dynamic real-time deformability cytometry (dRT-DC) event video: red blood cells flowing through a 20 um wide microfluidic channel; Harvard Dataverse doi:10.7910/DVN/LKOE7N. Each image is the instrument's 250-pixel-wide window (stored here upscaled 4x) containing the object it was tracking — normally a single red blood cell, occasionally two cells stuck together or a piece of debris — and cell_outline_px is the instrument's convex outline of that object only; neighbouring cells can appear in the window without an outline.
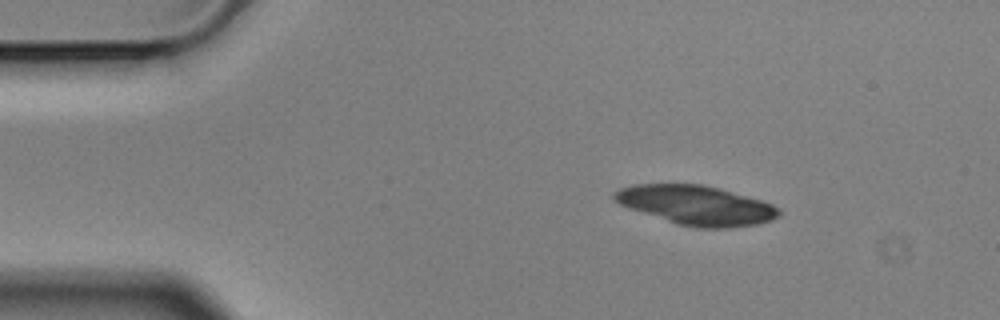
{"species": "Egyptian fruit bat (a non-hibernating species)", "species_latin": "Rousettus aegyptiacus", "temperature_condition": "cold", "stored_images_in_passage": 4, "segment_of_instrument_passage": [1, 2], "camera_frame_rate_fps": 3000, "um_per_image_px": 0.085, "animal": {"sex": "male"}, "frame": {"image": 1, "passage_image": 1, "time_ms": 0.0, "image_size_px": [1000, 320], "cell_outline_px": [[780, 216], [772, 220], [756, 224], [728, 228], [696, 228], [676, 224], [628, 208], [612, 200], [612, 192], [620, 188], [632, 184], [704, 184], [720, 188], [760, 200], [772, 204], [780, 208]], "centroid_in_image_um": [59.14, 17.44], "position_along_channel_um": 25.9, "area_um2": 38.03}}